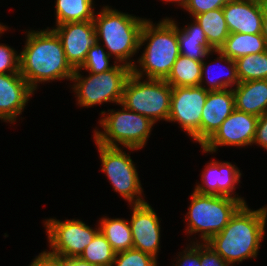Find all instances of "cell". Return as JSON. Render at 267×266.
Returning <instances> with one entry per match:
<instances>
[{"mask_svg":"<svg viewBox=\"0 0 267 266\" xmlns=\"http://www.w3.org/2000/svg\"><path fill=\"white\" fill-rule=\"evenodd\" d=\"M24 50L19 53V72L33 91L39 83L72 79L62 42L53 29L29 30Z\"/></svg>","mask_w":267,"mask_h":266,"instance_id":"6da1fadb","label":"cell"},{"mask_svg":"<svg viewBox=\"0 0 267 266\" xmlns=\"http://www.w3.org/2000/svg\"><path fill=\"white\" fill-rule=\"evenodd\" d=\"M266 220L267 206L251 210L244 204L224 229L206 243L231 266L235 262L256 258L265 236Z\"/></svg>","mask_w":267,"mask_h":266,"instance_id":"7a4b0ae2","label":"cell"},{"mask_svg":"<svg viewBox=\"0 0 267 266\" xmlns=\"http://www.w3.org/2000/svg\"><path fill=\"white\" fill-rule=\"evenodd\" d=\"M145 42H148L145 50L137 60L140 68L135 64L132 73L141 78L146 75L147 79L165 80L180 55L177 23L169 17L157 24L146 19L140 33L139 49Z\"/></svg>","mask_w":267,"mask_h":266,"instance_id":"3957f363","label":"cell"},{"mask_svg":"<svg viewBox=\"0 0 267 266\" xmlns=\"http://www.w3.org/2000/svg\"><path fill=\"white\" fill-rule=\"evenodd\" d=\"M96 15L93 23L97 41H103L106 51L110 56H115L117 63L132 68L135 63L130 59L139 50L140 33L146 18H138L109 6L103 7Z\"/></svg>","mask_w":267,"mask_h":266,"instance_id":"277c9868","label":"cell"},{"mask_svg":"<svg viewBox=\"0 0 267 266\" xmlns=\"http://www.w3.org/2000/svg\"><path fill=\"white\" fill-rule=\"evenodd\" d=\"M122 110L101 111L102 116L99 121L102 131L94 130L95 143L109 147L124 146L129 150H138L146 145L153 123L149 118L127 109L121 103ZM106 114V116H105Z\"/></svg>","mask_w":267,"mask_h":266,"instance_id":"5b68a950","label":"cell"},{"mask_svg":"<svg viewBox=\"0 0 267 266\" xmlns=\"http://www.w3.org/2000/svg\"><path fill=\"white\" fill-rule=\"evenodd\" d=\"M191 204L185 221H189L188 235L200 233L201 241L206 243L212 236L220 233L231 217L243 205L239 200L227 196L191 194Z\"/></svg>","mask_w":267,"mask_h":266,"instance_id":"8992f818","label":"cell"},{"mask_svg":"<svg viewBox=\"0 0 267 266\" xmlns=\"http://www.w3.org/2000/svg\"><path fill=\"white\" fill-rule=\"evenodd\" d=\"M131 73L128 77L121 104L127 109L149 118L153 123L168 121L172 87L164 79H147Z\"/></svg>","mask_w":267,"mask_h":266,"instance_id":"52a82bcc","label":"cell"},{"mask_svg":"<svg viewBox=\"0 0 267 266\" xmlns=\"http://www.w3.org/2000/svg\"><path fill=\"white\" fill-rule=\"evenodd\" d=\"M132 73L131 68L124 64H116L113 69L102 73H89L83 77L80 70H75L71 81L76 93L77 103L81 107L102 105L103 102L118 103L122 101L125 83Z\"/></svg>","mask_w":267,"mask_h":266,"instance_id":"ba28073f","label":"cell"},{"mask_svg":"<svg viewBox=\"0 0 267 266\" xmlns=\"http://www.w3.org/2000/svg\"><path fill=\"white\" fill-rule=\"evenodd\" d=\"M101 160L102 171L111 182L115 192H118L129 205L143 204L142 187L138 172L130 154L120 147H109L96 143Z\"/></svg>","mask_w":267,"mask_h":266,"instance_id":"9c48e42d","label":"cell"},{"mask_svg":"<svg viewBox=\"0 0 267 266\" xmlns=\"http://www.w3.org/2000/svg\"><path fill=\"white\" fill-rule=\"evenodd\" d=\"M49 251L63 258L79 257L85 247L94 239L100 228L92 229L79 219L59 221L45 220Z\"/></svg>","mask_w":267,"mask_h":266,"instance_id":"30bf717a","label":"cell"},{"mask_svg":"<svg viewBox=\"0 0 267 266\" xmlns=\"http://www.w3.org/2000/svg\"><path fill=\"white\" fill-rule=\"evenodd\" d=\"M208 92L201 86L172 87L168 122H177L200 145L201 114Z\"/></svg>","mask_w":267,"mask_h":266,"instance_id":"8fae6325","label":"cell"},{"mask_svg":"<svg viewBox=\"0 0 267 266\" xmlns=\"http://www.w3.org/2000/svg\"><path fill=\"white\" fill-rule=\"evenodd\" d=\"M258 118V116L235 109L201 146L203 152H216L218 146L248 147V145H253Z\"/></svg>","mask_w":267,"mask_h":266,"instance_id":"7c38bea8","label":"cell"},{"mask_svg":"<svg viewBox=\"0 0 267 266\" xmlns=\"http://www.w3.org/2000/svg\"><path fill=\"white\" fill-rule=\"evenodd\" d=\"M53 30L62 42L68 63L74 70L79 69L89 49L97 42L93 20L63 23Z\"/></svg>","mask_w":267,"mask_h":266,"instance_id":"4fadbf2b","label":"cell"},{"mask_svg":"<svg viewBox=\"0 0 267 266\" xmlns=\"http://www.w3.org/2000/svg\"><path fill=\"white\" fill-rule=\"evenodd\" d=\"M131 220V232L133 248L141 250L157 259L160 249V220L149 203L133 204Z\"/></svg>","mask_w":267,"mask_h":266,"instance_id":"5bb4252c","label":"cell"},{"mask_svg":"<svg viewBox=\"0 0 267 266\" xmlns=\"http://www.w3.org/2000/svg\"><path fill=\"white\" fill-rule=\"evenodd\" d=\"M204 169L201 178L202 184L195 186L194 191L204 195L227 196L246 204L244 198L234 193L240 183L241 172L238 167L230 162L210 161ZM235 194V195H234ZM234 195V196H233Z\"/></svg>","mask_w":267,"mask_h":266,"instance_id":"9a60e30c","label":"cell"},{"mask_svg":"<svg viewBox=\"0 0 267 266\" xmlns=\"http://www.w3.org/2000/svg\"><path fill=\"white\" fill-rule=\"evenodd\" d=\"M33 93L20 73L0 74V120L16 122Z\"/></svg>","mask_w":267,"mask_h":266,"instance_id":"2e32d148","label":"cell"},{"mask_svg":"<svg viewBox=\"0 0 267 266\" xmlns=\"http://www.w3.org/2000/svg\"><path fill=\"white\" fill-rule=\"evenodd\" d=\"M222 11L229 33H262L264 6L255 0H229Z\"/></svg>","mask_w":267,"mask_h":266,"instance_id":"e0dca14e","label":"cell"},{"mask_svg":"<svg viewBox=\"0 0 267 266\" xmlns=\"http://www.w3.org/2000/svg\"><path fill=\"white\" fill-rule=\"evenodd\" d=\"M234 110L233 89L208 92L201 114V146Z\"/></svg>","mask_w":267,"mask_h":266,"instance_id":"ac0fdd59","label":"cell"},{"mask_svg":"<svg viewBox=\"0 0 267 266\" xmlns=\"http://www.w3.org/2000/svg\"><path fill=\"white\" fill-rule=\"evenodd\" d=\"M233 93L236 110L258 117L267 113V79L240 82Z\"/></svg>","mask_w":267,"mask_h":266,"instance_id":"d6986e66","label":"cell"},{"mask_svg":"<svg viewBox=\"0 0 267 266\" xmlns=\"http://www.w3.org/2000/svg\"><path fill=\"white\" fill-rule=\"evenodd\" d=\"M178 40L180 54L191 59L203 62L214 52L208 44L205 32L195 19L183 29L178 27Z\"/></svg>","mask_w":267,"mask_h":266,"instance_id":"ffe728a7","label":"cell"},{"mask_svg":"<svg viewBox=\"0 0 267 266\" xmlns=\"http://www.w3.org/2000/svg\"><path fill=\"white\" fill-rule=\"evenodd\" d=\"M267 44L262 34L229 33L219 51L232 60L248 54L265 52Z\"/></svg>","mask_w":267,"mask_h":266,"instance_id":"44dd1931","label":"cell"},{"mask_svg":"<svg viewBox=\"0 0 267 266\" xmlns=\"http://www.w3.org/2000/svg\"><path fill=\"white\" fill-rule=\"evenodd\" d=\"M99 221L98 226L101 233L116 253L133 248V237L128 220L122 218L111 219L105 216Z\"/></svg>","mask_w":267,"mask_h":266,"instance_id":"7402d4cb","label":"cell"},{"mask_svg":"<svg viewBox=\"0 0 267 266\" xmlns=\"http://www.w3.org/2000/svg\"><path fill=\"white\" fill-rule=\"evenodd\" d=\"M193 19L198 22L205 32L208 44L214 50H219L229 36V29L222 8L196 15Z\"/></svg>","mask_w":267,"mask_h":266,"instance_id":"603a6c76","label":"cell"},{"mask_svg":"<svg viewBox=\"0 0 267 266\" xmlns=\"http://www.w3.org/2000/svg\"><path fill=\"white\" fill-rule=\"evenodd\" d=\"M202 62L179 55L168 77L171 87L200 86Z\"/></svg>","mask_w":267,"mask_h":266,"instance_id":"cb8c5ba5","label":"cell"},{"mask_svg":"<svg viewBox=\"0 0 267 266\" xmlns=\"http://www.w3.org/2000/svg\"><path fill=\"white\" fill-rule=\"evenodd\" d=\"M56 26L63 23L93 20V0H56Z\"/></svg>","mask_w":267,"mask_h":266,"instance_id":"d4e9b609","label":"cell"},{"mask_svg":"<svg viewBox=\"0 0 267 266\" xmlns=\"http://www.w3.org/2000/svg\"><path fill=\"white\" fill-rule=\"evenodd\" d=\"M214 52L216 54L218 53V55H219V57L217 59H215L214 61L225 62L224 64L227 65L226 66L227 74L223 73V75H225V77L222 76V77H220L221 79H219V76H218V78L216 80L214 77L210 76L211 64H209L207 67L208 63L203 61L202 62V69H201L200 86L205 88L207 91H220V90L228 89V87H231V89H233L234 87H232V86H237L240 83V81L238 79V75H237L236 62L234 60L230 59L229 57H227L226 55H224L219 50H214ZM209 66H210V69H209ZM211 74H212V72H211ZM205 77H206V79H205ZM203 82H205L206 85L207 84H209V85L205 87V86H203Z\"/></svg>","mask_w":267,"mask_h":266,"instance_id":"484cf974","label":"cell"},{"mask_svg":"<svg viewBox=\"0 0 267 266\" xmlns=\"http://www.w3.org/2000/svg\"><path fill=\"white\" fill-rule=\"evenodd\" d=\"M240 82L267 79V50L235 60Z\"/></svg>","mask_w":267,"mask_h":266,"instance_id":"4316f807","label":"cell"},{"mask_svg":"<svg viewBox=\"0 0 267 266\" xmlns=\"http://www.w3.org/2000/svg\"><path fill=\"white\" fill-rule=\"evenodd\" d=\"M115 255L116 252L101 231H99L94 239L85 247L79 258L96 266H112Z\"/></svg>","mask_w":267,"mask_h":266,"instance_id":"83f0119b","label":"cell"},{"mask_svg":"<svg viewBox=\"0 0 267 266\" xmlns=\"http://www.w3.org/2000/svg\"><path fill=\"white\" fill-rule=\"evenodd\" d=\"M99 41H97L88 51L86 59L82 66L76 70H86L89 73H102L113 69L117 62L114 61V65L109 64V58L111 57Z\"/></svg>","mask_w":267,"mask_h":266,"instance_id":"f1b7e54d","label":"cell"},{"mask_svg":"<svg viewBox=\"0 0 267 266\" xmlns=\"http://www.w3.org/2000/svg\"><path fill=\"white\" fill-rule=\"evenodd\" d=\"M157 259L137 249H128L115 255L112 266H157Z\"/></svg>","mask_w":267,"mask_h":266,"instance_id":"f546056e","label":"cell"},{"mask_svg":"<svg viewBox=\"0 0 267 266\" xmlns=\"http://www.w3.org/2000/svg\"><path fill=\"white\" fill-rule=\"evenodd\" d=\"M10 46L0 43V74L20 73V55Z\"/></svg>","mask_w":267,"mask_h":266,"instance_id":"4dcf8cb0","label":"cell"},{"mask_svg":"<svg viewBox=\"0 0 267 266\" xmlns=\"http://www.w3.org/2000/svg\"><path fill=\"white\" fill-rule=\"evenodd\" d=\"M229 0H189L184 7L191 17L205 13L210 10L222 8Z\"/></svg>","mask_w":267,"mask_h":266,"instance_id":"1f68e13d","label":"cell"},{"mask_svg":"<svg viewBox=\"0 0 267 266\" xmlns=\"http://www.w3.org/2000/svg\"><path fill=\"white\" fill-rule=\"evenodd\" d=\"M192 242V246L189 244L183 252H180L178 262L174 266H202L200 262V242H197V240Z\"/></svg>","mask_w":267,"mask_h":266,"instance_id":"d6a6232c","label":"cell"},{"mask_svg":"<svg viewBox=\"0 0 267 266\" xmlns=\"http://www.w3.org/2000/svg\"><path fill=\"white\" fill-rule=\"evenodd\" d=\"M200 262L202 266H231L207 243H200Z\"/></svg>","mask_w":267,"mask_h":266,"instance_id":"836d02e7","label":"cell"},{"mask_svg":"<svg viewBox=\"0 0 267 266\" xmlns=\"http://www.w3.org/2000/svg\"><path fill=\"white\" fill-rule=\"evenodd\" d=\"M29 266H65V262L63 257L55 255L47 250L39 253Z\"/></svg>","mask_w":267,"mask_h":266,"instance_id":"e575fe53","label":"cell"},{"mask_svg":"<svg viewBox=\"0 0 267 266\" xmlns=\"http://www.w3.org/2000/svg\"><path fill=\"white\" fill-rule=\"evenodd\" d=\"M253 144L267 150V113L258 118Z\"/></svg>","mask_w":267,"mask_h":266,"instance_id":"d590c367","label":"cell"},{"mask_svg":"<svg viewBox=\"0 0 267 266\" xmlns=\"http://www.w3.org/2000/svg\"><path fill=\"white\" fill-rule=\"evenodd\" d=\"M65 266H96L79 257L64 258Z\"/></svg>","mask_w":267,"mask_h":266,"instance_id":"8d00e7d4","label":"cell"},{"mask_svg":"<svg viewBox=\"0 0 267 266\" xmlns=\"http://www.w3.org/2000/svg\"><path fill=\"white\" fill-rule=\"evenodd\" d=\"M262 36L265 38L267 44V6H264V14L262 19Z\"/></svg>","mask_w":267,"mask_h":266,"instance_id":"74e56055","label":"cell"},{"mask_svg":"<svg viewBox=\"0 0 267 266\" xmlns=\"http://www.w3.org/2000/svg\"><path fill=\"white\" fill-rule=\"evenodd\" d=\"M166 2H174V3H178V6H182L183 8L187 5V3L189 2V0H163Z\"/></svg>","mask_w":267,"mask_h":266,"instance_id":"f35d334b","label":"cell"},{"mask_svg":"<svg viewBox=\"0 0 267 266\" xmlns=\"http://www.w3.org/2000/svg\"><path fill=\"white\" fill-rule=\"evenodd\" d=\"M6 29L8 30L6 25H3V24L0 23V34L4 33V31H6Z\"/></svg>","mask_w":267,"mask_h":266,"instance_id":"ab89813d","label":"cell"},{"mask_svg":"<svg viewBox=\"0 0 267 266\" xmlns=\"http://www.w3.org/2000/svg\"><path fill=\"white\" fill-rule=\"evenodd\" d=\"M255 1L262 6H267V0H255Z\"/></svg>","mask_w":267,"mask_h":266,"instance_id":"60d3db41","label":"cell"}]
</instances>
